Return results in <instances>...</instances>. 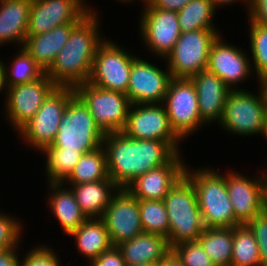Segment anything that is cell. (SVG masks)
<instances>
[{
	"instance_id": "obj_1",
	"label": "cell",
	"mask_w": 267,
	"mask_h": 266,
	"mask_svg": "<svg viewBox=\"0 0 267 266\" xmlns=\"http://www.w3.org/2000/svg\"><path fill=\"white\" fill-rule=\"evenodd\" d=\"M109 178L126 188L137 177L167 164L178 152L166 141L128 137L121 132L104 135Z\"/></svg>"
},
{
	"instance_id": "obj_2",
	"label": "cell",
	"mask_w": 267,
	"mask_h": 266,
	"mask_svg": "<svg viewBox=\"0 0 267 266\" xmlns=\"http://www.w3.org/2000/svg\"><path fill=\"white\" fill-rule=\"evenodd\" d=\"M100 16L88 13L74 26L67 43L45 72L57 87L75 88L89 81L96 50L106 38Z\"/></svg>"
},
{
	"instance_id": "obj_3",
	"label": "cell",
	"mask_w": 267,
	"mask_h": 266,
	"mask_svg": "<svg viewBox=\"0 0 267 266\" xmlns=\"http://www.w3.org/2000/svg\"><path fill=\"white\" fill-rule=\"evenodd\" d=\"M184 175L192 182L205 228H233L236 221L226 186L225 171L215 167L190 166L187 163Z\"/></svg>"
},
{
	"instance_id": "obj_4",
	"label": "cell",
	"mask_w": 267,
	"mask_h": 266,
	"mask_svg": "<svg viewBox=\"0 0 267 266\" xmlns=\"http://www.w3.org/2000/svg\"><path fill=\"white\" fill-rule=\"evenodd\" d=\"M255 84L257 93L249 89L229 92L217 126L230 136L252 138L260 135L267 141V96L259 83Z\"/></svg>"
},
{
	"instance_id": "obj_5",
	"label": "cell",
	"mask_w": 267,
	"mask_h": 266,
	"mask_svg": "<svg viewBox=\"0 0 267 266\" xmlns=\"http://www.w3.org/2000/svg\"><path fill=\"white\" fill-rule=\"evenodd\" d=\"M163 202L169 221V247L197 240L205 227L192 182L183 175L170 189Z\"/></svg>"
},
{
	"instance_id": "obj_6",
	"label": "cell",
	"mask_w": 267,
	"mask_h": 266,
	"mask_svg": "<svg viewBox=\"0 0 267 266\" xmlns=\"http://www.w3.org/2000/svg\"><path fill=\"white\" fill-rule=\"evenodd\" d=\"M74 96L72 87H56L48 95L38 112L16 133L25 148L41 152L53 143L63 114Z\"/></svg>"
},
{
	"instance_id": "obj_7",
	"label": "cell",
	"mask_w": 267,
	"mask_h": 266,
	"mask_svg": "<svg viewBox=\"0 0 267 266\" xmlns=\"http://www.w3.org/2000/svg\"><path fill=\"white\" fill-rule=\"evenodd\" d=\"M104 133L84 103L75 95L68 103L51 148L85 154L103 144Z\"/></svg>"
},
{
	"instance_id": "obj_8",
	"label": "cell",
	"mask_w": 267,
	"mask_h": 266,
	"mask_svg": "<svg viewBox=\"0 0 267 266\" xmlns=\"http://www.w3.org/2000/svg\"><path fill=\"white\" fill-rule=\"evenodd\" d=\"M111 39L108 36L99 44L88 83L126 94L132 64L139 53Z\"/></svg>"
},
{
	"instance_id": "obj_9",
	"label": "cell",
	"mask_w": 267,
	"mask_h": 266,
	"mask_svg": "<svg viewBox=\"0 0 267 266\" xmlns=\"http://www.w3.org/2000/svg\"><path fill=\"white\" fill-rule=\"evenodd\" d=\"M221 29L181 32L172 51L163 59L172 78L190 79L207 68L211 46Z\"/></svg>"
},
{
	"instance_id": "obj_10",
	"label": "cell",
	"mask_w": 267,
	"mask_h": 266,
	"mask_svg": "<svg viewBox=\"0 0 267 266\" xmlns=\"http://www.w3.org/2000/svg\"><path fill=\"white\" fill-rule=\"evenodd\" d=\"M74 90L104 134L124 130L131 105L126 94L102 89L88 82L78 85Z\"/></svg>"
},
{
	"instance_id": "obj_11",
	"label": "cell",
	"mask_w": 267,
	"mask_h": 266,
	"mask_svg": "<svg viewBox=\"0 0 267 266\" xmlns=\"http://www.w3.org/2000/svg\"><path fill=\"white\" fill-rule=\"evenodd\" d=\"M163 104L171 129L183 143L206 126L201 121L197 93L191 79L171 78Z\"/></svg>"
},
{
	"instance_id": "obj_12",
	"label": "cell",
	"mask_w": 267,
	"mask_h": 266,
	"mask_svg": "<svg viewBox=\"0 0 267 266\" xmlns=\"http://www.w3.org/2000/svg\"><path fill=\"white\" fill-rule=\"evenodd\" d=\"M262 165L253 176L235 170L225 169L226 186L233 207L236 221L246 225L254 217L262 214L263 202L266 199L267 166ZM265 168V169H264Z\"/></svg>"
},
{
	"instance_id": "obj_13",
	"label": "cell",
	"mask_w": 267,
	"mask_h": 266,
	"mask_svg": "<svg viewBox=\"0 0 267 266\" xmlns=\"http://www.w3.org/2000/svg\"><path fill=\"white\" fill-rule=\"evenodd\" d=\"M141 9L137 26L142 47H147V52L151 54L150 58L154 55L152 59L162 61L172 51L180 37L178 13L154 8L151 4Z\"/></svg>"
},
{
	"instance_id": "obj_14",
	"label": "cell",
	"mask_w": 267,
	"mask_h": 266,
	"mask_svg": "<svg viewBox=\"0 0 267 266\" xmlns=\"http://www.w3.org/2000/svg\"><path fill=\"white\" fill-rule=\"evenodd\" d=\"M45 73L41 78L6 88L1 112L12 131L17 133L41 108L44 100L56 88Z\"/></svg>"
},
{
	"instance_id": "obj_15",
	"label": "cell",
	"mask_w": 267,
	"mask_h": 266,
	"mask_svg": "<svg viewBox=\"0 0 267 266\" xmlns=\"http://www.w3.org/2000/svg\"><path fill=\"white\" fill-rule=\"evenodd\" d=\"M220 34L213 42L207 70L216 74L231 90H245L249 87L242 86L256 79L252 67L249 52L241 45L232 44ZM253 78V79H252Z\"/></svg>"
},
{
	"instance_id": "obj_16",
	"label": "cell",
	"mask_w": 267,
	"mask_h": 266,
	"mask_svg": "<svg viewBox=\"0 0 267 266\" xmlns=\"http://www.w3.org/2000/svg\"><path fill=\"white\" fill-rule=\"evenodd\" d=\"M128 137L138 140L152 139L168 142L178 153H183V141L170 127L163 103L131 104L127 123L122 131Z\"/></svg>"
},
{
	"instance_id": "obj_17",
	"label": "cell",
	"mask_w": 267,
	"mask_h": 266,
	"mask_svg": "<svg viewBox=\"0 0 267 266\" xmlns=\"http://www.w3.org/2000/svg\"><path fill=\"white\" fill-rule=\"evenodd\" d=\"M91 2L88 0H33L27 35H39L57 26L78 23L88 13L102 14Z\"/></svg>"
},
{
	"instance_id": "obj_18",
	"label": "cell",
	"mask_w": 267,
	"mask_h": 266,
	"mask_svg": "<svg viewBox=\"0 0 267 266\" xmlns=\"http://www.w3.org/2000/svg\"><path fill=\"white\" fill-rule=\"evenodd\" d=\"M153 62L140 54L133 61L126 92L131 104L163 103L172 77L167 65Z\"/></svg>"
},
{
	"instance_id": "obj_19",
	"label": "cell",
	"mask_w": 267,
	"mask_h": 266,
	"mask_svg": "<svg viewBox=\"0 0 267 266\" xmlns=\"http://www.w3.org/2000/svg\"><path fill=\"white\" fill-rule=\"evenodd\" d=\"M113 246L143 233L139 200L127 189L119 188L100 217Z\"/></svg>"
},
{
	"instance_id": "obj_20",
	"label": "cell",
	"mask_w": 267,
	"mask_h": 266,
	"mask_svg": "<svg viewBox=\"0 0 267 266\" xmlns=\"http://www.w3.org/2000/svg\"><path fill=\"white\" fill-rule=\"evenodd\" d=\"M183 154L177 153L167 164L137 177L126 188L138 200H164L170 189L184 175L188 161Z\"/></svg>"
},
{
	"instance_id": "obj_21",
	"label": "cell",
	"mask_w": 267,
	"mask_h": 266,
	"mask_svg": "<svg viewBox=\"0 0 267 266\" xmlns=\"http://www.w3.org/2000/svg\"><path fill=\"white\" fill-rule=\"evenodd\" d=\"M197 93L201 121L208 127L220 123L226 98L231 89L213 72L207 69L190 78Z\"/></svg>"
},
{
	"instance_id": "obj_22",
	"label": "cell",
	"mask_w": 267,
	"mask_h": 266,
	"mask_svg": "<svg viewBox=\"0 0 267 266\" xmlns=\"http://www.w3.org/2000/svg\"><path fill=\"white\" fill-rule=\"evenodd\" d=\"M47 198L46 205L58 226L63 231L62 234L70 236L88 218L82 212L72 190L61 183H46Z\"/></svg>"
},
{
	"instance_id": "obj_23",
	"label": "cell",
	"mask_w": 267,
	"mask_h": 266,
	"mask_svg": "<svg viewBox=\"0 0 267 266\" xmlns=\"http://www.w3.org/2000/svg\"><path fill=\"white\" fill-rule=\"evenodd\" d=\"M32 4L33 0H0L1 48L14 44L18 49L24 45Z\"/></svg>"
},
{
	"instance_id": "obj_24",
	"label": "cell",
	"mask_w": 267,
	"mask_h": 266,
	"mask_svg": "<svg viewBox=\"0 0 267 266\" xmlns=\"http://www.w3.org/2000/svg\"><path fill=\"white\" fill-rule=\"evenodd\" d=\"M76 24L67 23L43 34L27 35L22 47L46 72L51 67L57 54L67 43Z\"/></svg>"
},
{
	"instance_id": "obj_25",
	"label": "cell",
	"mask_w": 267,
	"mask_h": 266,
	"mask_svg": "<svg viewBox=\"0 0 267 266\" xmlns=\"http://www.w3.org/2000/svg\"><path fill=\"white\" fill-rule=\"evenodd\" d=\"M117 247L127 266L159 263L171 252L167 238L144 232Z\"/></svg>"
},
{
	"instance_id": "obj_26",
	"label": "cell",
	"mask_w": 267,
	"mask_h": 266,
	"mask_svg": "<svg viewBox=\"0 0 267 266\" xmlns=\"http://www.w3.org/2000/svg\"><path fill=\"white\" fill-rule=\"evenodd\" d=\"M64 185L72 190L77 203L88 219L100 218L114 193L119 189L112 180Z\"/></svg>"
},
{
	"instance_id": "obj_27",
	"label": "cell",
	"mask_w": 267,
	"mask_h": 266,
	"mask_svg": "<svg viewBox=\"0 0 267 266\" xmlns=\"http://www.w3.org/2000/svg\"><path fill=\"white\" fill-rule=\"evenodd\" d=\"M70 237L74 238V248L77 253L91 264L101 253L110 249L111 243L109 233L100 218L87 219Z\"/></svg>"
},
{
	"instance_id": "obj_28",
	"label": "cell",
	"mask_w": 267,
	"mask_h": 266,
	"mask_svg": "<svg viewBox=\"0 0 267 266\" xmlns=\"http://www.w3.org/2000/svg\"><path fill=\"white\" fill-rule=\"evenodd\" d=\"M16 52H14L15 55L12 54V58L8 57L9 61L11 60L10 63L2 59L5 88L33 82L45 74L23 47L18 48Z\"/></svg>"
},
{
	"instance_id": "obj_29",
	"label": "cell",
	"mask_w": 267,
	"mask_h": 266,
	"mask_svg": "<svg viewBox=\"0 0 267 266\" xmlns=\"http://www.w3.org/2000/svg\"><path fill=\"white\" fill-rule=\"evenodd\" d=\"M218 9L211 0H191L184 8L178 11V24L181 32H190L200 29H220L214 23Z\"/></svg>"
},
{
	"instance_id": "obj_30",
	"label": "cell",
	"mask_w": 267,
	"mask_h": 266,
	"mask_svg": "<svg viewBox=\"0 0 267 266\" xmlns=\"http://www.w3.org/2000/svg\"><path fill=\"white\" fill-rule=\"evenodd\" d=\"M99 180H111L107 172L106 152L103 146L82 154L63 184H82Z\"/></svg>"
},
{
	"instance_id": "obj_31",
	"label": "cell",
	"mask_w": 267,
	"mask_h": 266,
	"mask_svg": "<svg viewBox=\"0 0 267 266\" xmlns=\"http://www.w3.org/2000/svg\"><path fill=\"white\" fill-rule=\"evenodd\" d=\"M197 240L215 266H230L233 228H204Z\"/></svg>"
},
{
	"instance_id": "obj_32",
	"label": "cell",
	"mask_w": 267,
	"mask_h": 266,
	"mask_svg": "<svg viewBox=\"0 0 267 266\" xmlns=\"http://www.w3.org/2000/svg\"><path fill=\"white\" fill-rule=\"evenodd\" d=\"M44 157V178L46 183H61L79 162L81 153L78 151H65V148L45 147L41 152Z\"/></svg>"
},
{
	"instance_id": "obj_33",
	"label": "cell",
	"mask_w": 267,
	"mask_h": 266,
	"mask_svg": "<svg viewBox=\"0 0 267 266\" xmlns=\"http://www.w3.org/2000/svg\"><path fill=\"white\" fill-rule=\"evenodd\" d=\"M246 33L248 34L247 39L248 51L251 60L252 71L256 76V82L267 74V26L255 22L254 20H247Z\"/></svg>"
},
{
	"instance_id": "obj_34",
	"label": "cell",
	"mask_w": 267,
	"mask_h": 266,
	"mask_svg": "<svg viewBox=\"0 0 267 266\" xmlns=\"http://www.w3.org/2000/svg\"><path fill=\"white\" fill-rule=\"evenodd\" d=\"M230 266H260L257 241L246 225L233 227V247Z\"/></svg>"
},
{
	"instance_id": "obj_35",
	"label": "cell",
	"mask_w": 267,
	"mask_h": 266,
	"mask_svg": "<svg viewBox=\"0 0 267 266\" xmlns=\"http://www.w3.org/2000/svg\"><path fill=\"white\" fill-rule=\"evenodd\" d=\"M139 214L144 233L168 239L169 221L163 200H139Z\"/></svg>"
},
{
	"instance_id": "obj_36",
	"label": "cell",
	"mask_w": 267,
	"mask_h": 266,
	"mask_svg": "<svg viewBox=\"0 0 267 266\" xmlns=\"http://www.w3.org/2000/svg\"><path fill=\"white\" fill-rule=\"evenodd\" d=\"M0 210V250L22 248V238L26 234L23 220L16 214Z\"/></svg>"
},
{
	"instance_id": "obj_37",
	"label": "cell",
	"mask_w": 267,
	"mask_h": 266,
	"mask_svg": "<svg viewBox=\"0 0 267 266\" xmlns=\"http://www.w3.org/2000/svg\"><path fill=\"white\" fill-rule=\"evenodd\" d=\"M27 251L23 250L21 256V266H63L61 256L58 255V251L53 249L54 247L49 244H34ZM26 252V253H24Z\"/></svg>"
},
{
	"instance_id": "obj_38",
	"label": "cell",
	"mask_w": 267,
	"mask_h": 266,
	"mask_svg": "<svg viewBox=\"0 0 267 266\" xmlns=\"http://www.w3.org/2000/svg\"><path fill=\"white\" fill-rule=\"evenodd\" d=\"M182 266H215L198 240L182 242L171 248Z\"/></svg>"
},
{
	"instance_id": "obj_39",
	"label": "cell",
	"mask_w": 267,
	"mask_h": 266,
	"mask_svg": "<svg viewBox=\"0 0 267 266\" xmlns=\"http://www.w3.org/2000/svg\"><path fill=\"white\" fill-rule=\"evenodd\" d=\"M246 226L257 241L260 266H267V217L262 213L249 221Z\"/></svg>"
},
{
	"instance_id": "obj_40",
	"label": "cell",
	"mask_w": 267,
	"mask_h": 266,
	"mask_svg": "<svg viewBox=\"0 0 267 266\" xmlns=\"http://www.w3.org/2000/svg\"><path fill=\"white\" fill-rule=\"evenodd\" d=\"M88 266H127L123 260L121 251L117 246H112L110 249L101 253Z\"/></svg>"
},
{
	"instance_id": "obj_41",
	"label": "cell",
	"mask_w": 267,
	"mask_h": 266,
	"mask_svg": "<svg viewBox=\"0 0 267 266\" xmlns=\"http://www.w3.org/2000/svg\"><path fill=\"white\" fill-rule=\"evenodd\" d=\"M246 17L267 26V0H251Z\"/></svg>"
},
{
	"instance_id": "obj_42",
	"label": "cell",
	"mask_w": 267,
	"mask_h": 266,
	"mask_svg": "<svg viewBox=\"0 0 267 266\" xmlns=\"http://www.w3.org/2000/svg\"><path fill=\"white\" fill-rule=\"evenodd\" d=\"M21 249L9 248L0 250V266H21Z\"/></svg>"
},
{
	"instance_id": "obj_43",
	"label": "cell",
	"mask_w": 267,
	"mask_h": 266,
	"mask_svg": "<svg viewBox=\"0 0 267 266\" xmlns=\"http://www.w3.org/2000/svg\"><path fill=\"white\" fill-rule=\"evenodd\" d=\"M191 0H154L151 4L154 8L178 12Z\"/></svg>"
},
{
	"instance_id": "obj_44",
	"label": "cell",
	"mask_w": 267,
	"mask_h": 266,
	"mask_svg": "<svg viewBox=\"0 0 267 266\" xmlns=\"http://www.w3.org/2000/svg\"><path fill=\"white\" fill-rule=\"evenodd\" d=\"M212 3L219 9H223L224 6L228 7V6H232L233 7V4L236 5L237 3H243V7L244 9H247L245 10V13L247 14L248 10H249V7H250V3H251V0H211Z\"/></svg>"
},
{
	"instance_id": "obj_45",
	"label": "cell",
	"mask_w": 267,
	"mask_h": 266,
	"mask_svg": "<svg viewBox=\"0 0 267 266\" xmlns=\"http://www.w3.org/2000/svg\"><path fill=\"white\" fill-rule=\"evenodd\" d=\"M159 266H182V263L171 251L162 261L159 262Z\"/></svg>"
},
{
	"instance_id": "obj_46",
	"label": "cell",
	"mask_w": 267,
	"mask_h": 266,
	"mask_svg": "<svg viewBox=\"0 0 267 266\" xmlns=\"http://www.w3.org/2000/svg\"><path fill=\"white\" fill-rule=\"evenodd\" d=\"M5 92H6V88H5V84H4V68H3V64H2V58H0V94H4L3 97H5Z\"/></svg>"
},
{
	"instance_id": "obj_47",
	"label": "cell",
	"mask_w": 267,
	"mask_h": 266,
	"mask_svg": "<svg viewBox=\"0 0 267 266\" xmlns=\"http://www.w3.org/2000/svg\"><path fill=\"white\" fill-rule=\"evenodd\" d=\"M259 85L261 86L264 94L267 96V74H265L260 80Z\"/></svg>"
},
{
	"instance_id": "obj_48",
	"label": "cell",
	"mask_w": 267,
	"mask_h": 266,
	"mask_svg": "<svg viewBox=\"0 0 267 266\" xmlns=\"http://www.w3.org/2000/svg\"><path fill=\"white\" fill-rule=\"evenodd\" d=\"M114 2H119V3H121V4H123L124 6L127 4V5H129V4H132L133 5V3L135 4V2H138V0H115Z\"/></svg>"
},
{
	"instance_id": "obj_49",
	"label": "cell",
	"mask_w": 267,
	"mask_h": 266,
	"mask_svg": "<svg viewBox=\"0 0 267 266\" xmlns=\"http://www.w3.org/2000/svg\"><path fill=\"white\" fill-rule=\"evenodd\" d=\"M154 0H138L139 4L142 3L143 6L141 7H144V6H147V5H150L153 3Z\"/></svg>"
},
{
	"instance_id": "obj_50",
	"label": "cell",
	"mask_w": 267,
	"mask_h": 266,
	"mask_svg": "<svg viewBox=\"0 0 267 266\" xmlns=\"http://www.w3.org/2000/svg\"><path fill=\"white\" fill-rule=\"evenodd\" d=\"M262 213L265 215V217H267V199H265L263 202Z\"/></svg>"
},
{
	"instance_id": "obj_51",
	"label": "cell",
	"mask_w": 267,
	"mask_h": 266,
	"mask_svg": "<svg viewBox=\"0 0 267 266\" xmlns=\"http://www.w3.org/2000/svg\"><path fill=\"white\" fill-rule=\"evenodd\" d=\"M128 266H159V263H147L142 265H128Z\"/></svg>"
}]
</instances>
